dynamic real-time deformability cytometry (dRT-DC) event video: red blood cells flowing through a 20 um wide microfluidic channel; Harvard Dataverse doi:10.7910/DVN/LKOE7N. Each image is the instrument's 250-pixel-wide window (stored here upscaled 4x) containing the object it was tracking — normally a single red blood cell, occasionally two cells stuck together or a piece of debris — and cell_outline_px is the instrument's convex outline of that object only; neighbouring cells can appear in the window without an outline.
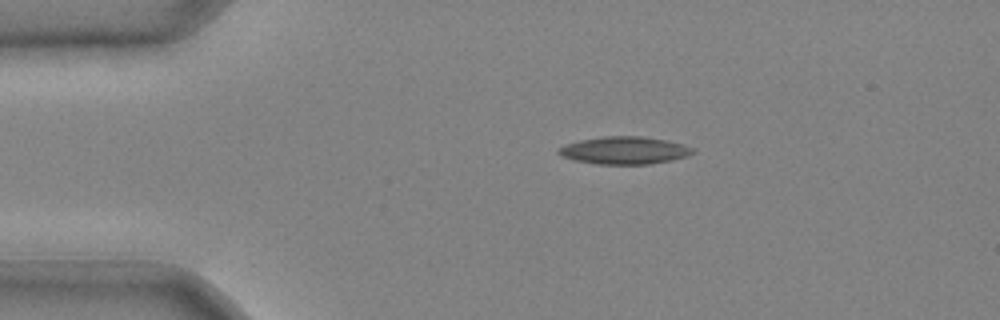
{"species": "common noctule bat (a hibernating species)", "species_latin": "Nyctalus noctula", "temperature_condition": "cold", "stored_images_in_passage": 35, "camera_frame_rate_fps": 3000, "um_per_image_px": 0.085, "animal": {"sex": "male", "body_mass_g": 20.4}, "frame": {"image": 1, "passage_image": 1, "time_ms": 0.0, "image_size_px": [1000, 320], "cell_outline_px": [[696, 152], [672, 160], [648, 164], [596, 164], [572, 160], [560, 156], [556, 152], [564, 144], [580, 140], [604, 136], [640, 136], [664, 140], [680, 144], [692, 148]], "centroid_in_image_um": [52.99, 12.79], "position_along_channel_um": 32.0, "area_um2": 21.39}}
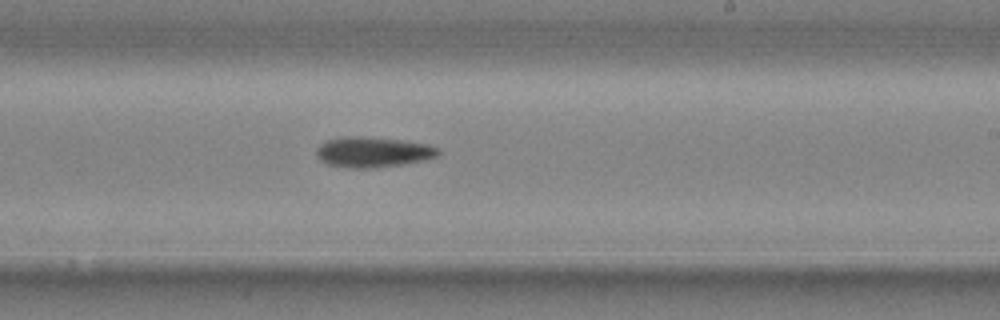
{"frame": {"image": 2, "passage_image": 19, "time_ms": 6.0, "image_size_px": [1000, 320], "cell_outline_px": [[440, 152], [436, 156], [424, 160], [400, 164], [372, 168], [356, 168], [328, 164], [320, 160], [316, 156], [316, 148], [324, 140], [344, 136], [360, 136], [400, 140], [428, 144], [440, 148]], "centroid_in_image_um": [31.67, 12.91], "position_along_channel_um": 257.3, "area_um2": 21.5}}
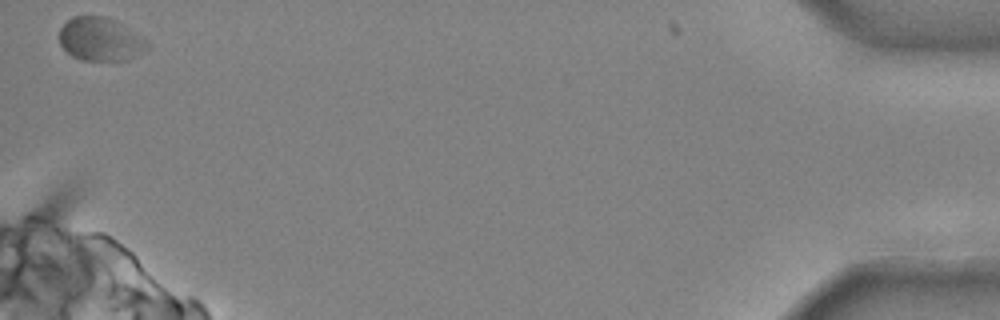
{"frame": {"image": 3, "passage_image": 35, "time_ms": 11.333, "image_size_px": [1000, 320], "cell_outline_px": [[152, 44], [144, 52], [128, 60], [80, 60], [72, 56], [60, 44], [60, 28], [68, 20], [76, 16], [104, 16], [112, 20]], "centroid_in_image_um": [8.52, 3.36], "position_along_channel_um": 426.7, "area_um2": 21.79}}